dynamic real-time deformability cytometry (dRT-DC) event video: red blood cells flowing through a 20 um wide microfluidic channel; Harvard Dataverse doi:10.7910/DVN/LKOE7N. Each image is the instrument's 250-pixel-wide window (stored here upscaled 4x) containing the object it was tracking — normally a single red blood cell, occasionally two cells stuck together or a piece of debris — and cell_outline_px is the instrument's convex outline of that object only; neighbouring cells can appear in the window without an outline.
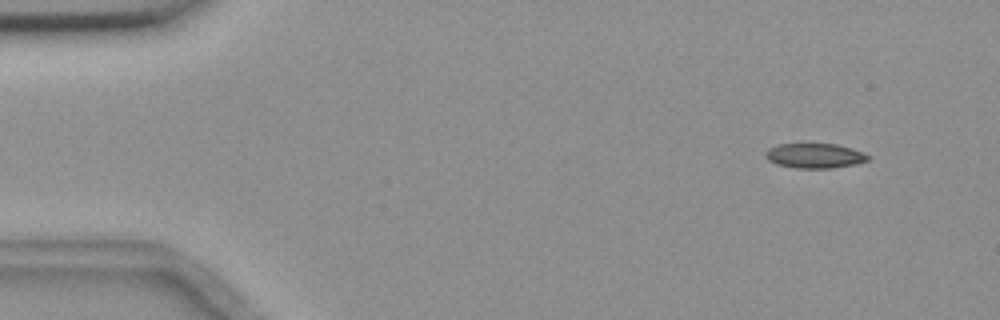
{"species": "common noctule bat (a hibernating species)", "species_latin": "Nyctalus noctula", "temperature_condition": "room temperature", "stored_images_in_passage": 54, "camera_frame_rate_fps": 3000, "um_per_image_px": 0.085, "animal": {"sex": "female", "body_mass_g": 18.4}, "frame": {"image": 1, "passage_image": 4, "time_ms": 1.0, "image_size_px": [1000, 320], "cell_outline_px": [[872, 156], [868, 160], [856, 164], [832, 168], [796, 168], [776, 164], [768, 160], [764, 156], [764, 152], [768, 148], [780, 144], [836, 144], [852, 148], [864, 152]], "centroid_in_image_um": [69.26, 13.24], "position_along_channel_um": 15.7, "area_um2": 14.97}}
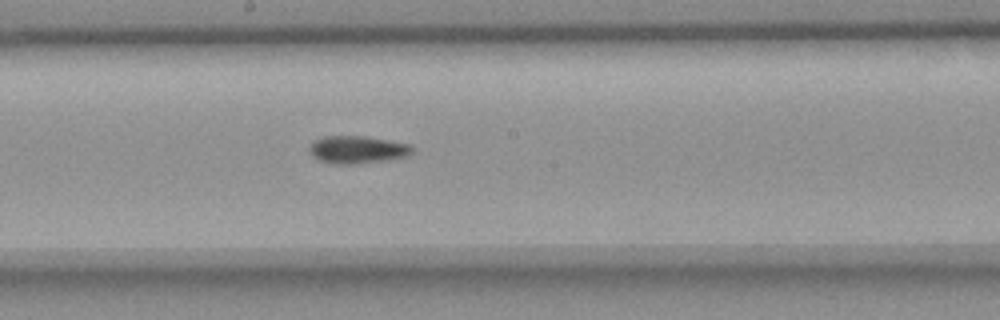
{"frame": {"image": 2, "passage_image": 29, "time_ms": 9.333, "image_size_px": [1000, 320], "cell_outline_px": [[412, 152], [404, 156], [384, 160], [352, 164], [336, 164], [320, 160], [312, 156], [308, 148], [316, 140], [324, 136], [364, 136], [412, 144]], "centroid_in_image_um": [30.36, 12.71], "position_along_channel_um": 217.8, "area_um2": 16.24}}
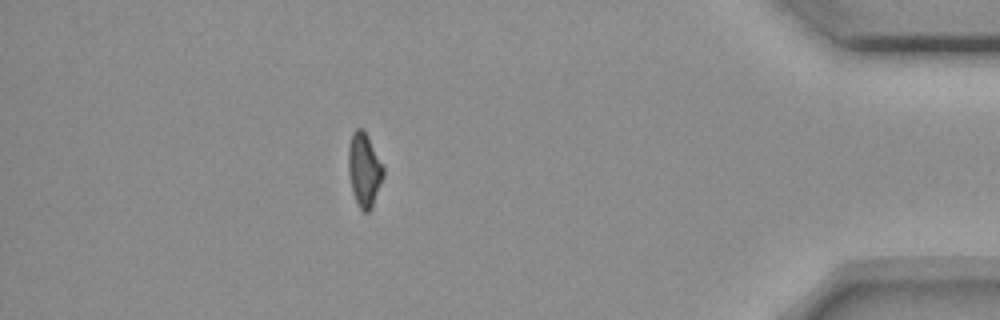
{"frame": {"image": 3, "passage_image": 48, "time_ms": 15.667, "image_size_px": [1000, 320], "cell_outline_px": [[384, 176], [372, 208], [368, 212], [364, 212], [360, 208], [352, 192], [348, 172], [348, 144], [352, 132], [356, 128], [364, 128], [384, 164]], "centroid_in_image_um": [30.97, 14.38], "position_along_channel_um": 404.2, "area_um2": 15.49}, "authors_computed_cell_mechanics": {"area_um2": 15.606, "velocity_mm_per_s": 3.6683, "shape_relaxation_time_tau1_ms": null, "shape_relaxation_time_tau2_ms": 10.3277, "deformation_change_tau1": null, "deformation_change_tau2": 0.1712}}